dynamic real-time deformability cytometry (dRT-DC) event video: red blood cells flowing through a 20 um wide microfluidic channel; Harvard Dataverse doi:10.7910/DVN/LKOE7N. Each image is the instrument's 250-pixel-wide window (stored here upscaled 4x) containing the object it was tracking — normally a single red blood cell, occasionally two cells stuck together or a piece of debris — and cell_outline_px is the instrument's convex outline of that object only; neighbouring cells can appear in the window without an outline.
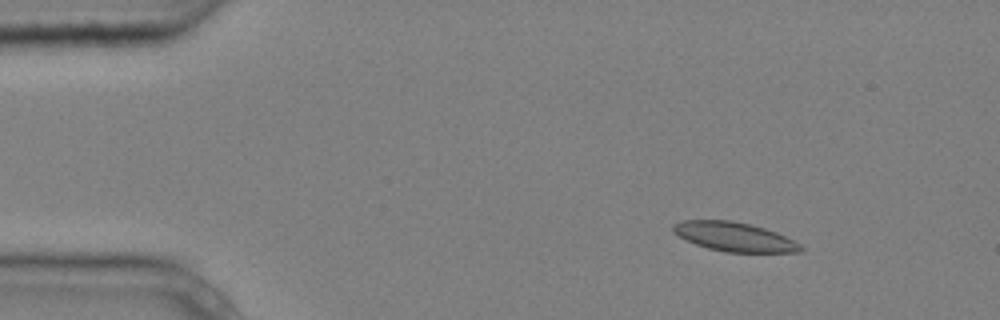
{"species": "common noctule bat (a hibernating species)", "species_latin": "Nyctalus noctula", "temperature_condition": "cold", "stored_images_in_passage": 9, "camera_frame_rate_fps": 3000, "um_per_image_px": 0.085, "animal": {"sex": "male", "body_mass_g": 20.4}, "frame": {"image": 1, "passage_image": 2, "time_ms": 0.333, "image_size_px": [1000, 320], "cell_outline_px": [[804, 248], [800, 252], [724, 252], [708, 248], [684, 240], [672, 232], [672, 224], [680, 220], [732, 220], [764, 228], [776, 232], [800, 244]], "centroid_in_image_um": [62.35, 20.12], "position_along_channel_um": 22.6, "area_um2": 21.68}}
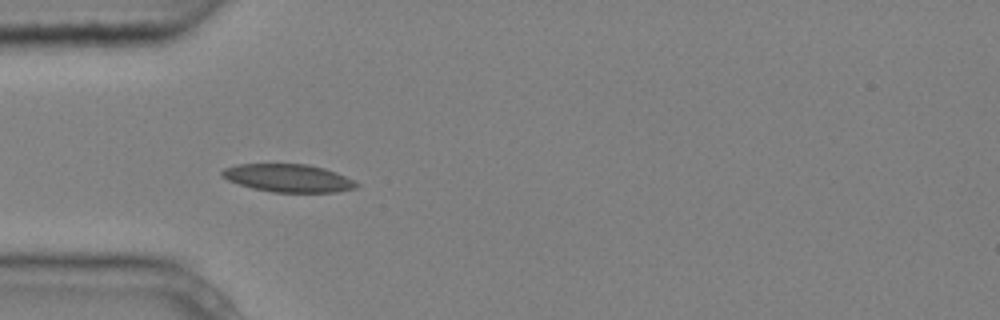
{"frame": {"image": 2, "passage_image": 4, "time_ms": 1.0, "image_size_px": [1000, 320], "cell_outline_px": [[360, 184], [356, 188], [336, 192], [272, 192], [252, 188], [228, 180], [220, 176], [220, 172], [224, 168], [236, 164], [308, 164], [324, 168], [336, 172]], "centroid_in_image_um": [24.48, 15.13], "position_along_channel_um": 60.5, "area_um2": 21.85}}
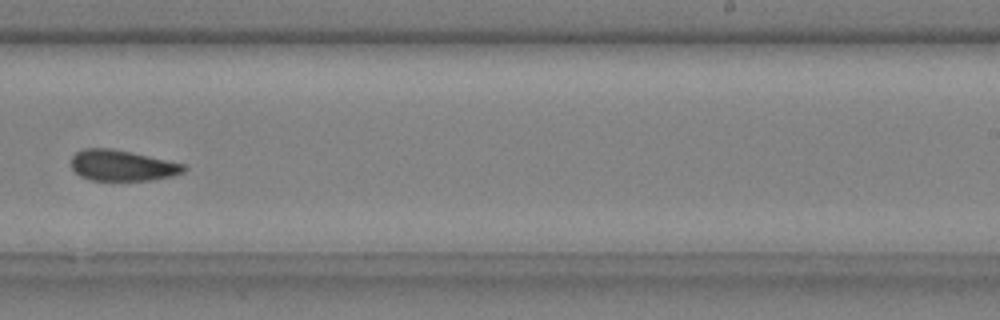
{"frame": {"image": 3, "passage_image": 9, "time_ms": 2.667, "image_size_px": [1000, 320], "cell_outline_px": [[188, 168], [184, 172], [172, 176], [152, 180], [92, 180], [80, 176], [72, 168], [72, 156], [76, 152], [84, 148], [112, 148], [132, 152], [184, 164]], "centroid_in_image_um": [10.4, 14.06], "position_along_channel_um": 278.6, "area_um2": 20.23}}